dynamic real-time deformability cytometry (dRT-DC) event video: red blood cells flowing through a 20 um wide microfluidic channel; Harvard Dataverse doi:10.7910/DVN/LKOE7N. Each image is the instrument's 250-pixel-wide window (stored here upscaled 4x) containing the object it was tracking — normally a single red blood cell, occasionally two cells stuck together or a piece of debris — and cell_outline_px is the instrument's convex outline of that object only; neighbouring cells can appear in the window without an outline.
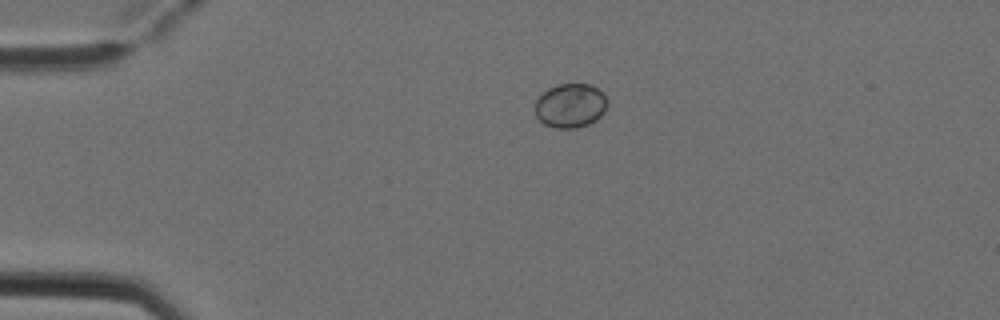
{"species": "Egyptian fruit bat (a non-hibernating species)", "species_latin": "Rousettus aegyptiacus", "temperature_condition": "cold", "stored_images_in_passage": 4, "camera_frame_rate_fps": 3000, "um_per_image_px": 0.085, "animal": {"sex": "female"}, "frame": {"image": 1, "passage_image": 3, "time_ms": 0.667, "image_size_px": [1000, 320], "cell_outline_px": [[608, 100], [604, 112], [596, 120], [588, 124], [576, 128], [556, 128], [544, 124], [536, 116], [536, 100], [548, 88], [560, 84], [592, 84]], "centroid_in_image_um": [48.49, 8.98], "position_along_channel_um": 36.5, "area_um2": 18.44}}